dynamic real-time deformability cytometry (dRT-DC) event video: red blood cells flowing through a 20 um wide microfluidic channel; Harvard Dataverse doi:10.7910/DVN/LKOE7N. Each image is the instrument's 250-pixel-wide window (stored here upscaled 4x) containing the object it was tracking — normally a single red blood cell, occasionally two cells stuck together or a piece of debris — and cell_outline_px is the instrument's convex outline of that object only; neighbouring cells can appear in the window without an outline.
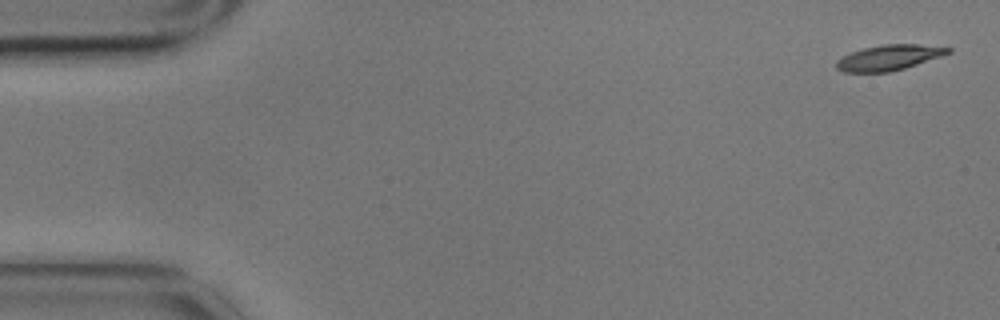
{"species": "common noctule bat (a hibernating species)", "species_latin": "Nyctalus noctula", "temperature_condition": "cold", "stored_images_in_passage": 5, "camera_frame_rate_fps": 3000, "um_per_image_px": 0.085, "animal": {"sex": "male", "body_mass_g": 17.9}, "frame": {"image": 1, "passage_image": 1, "time_ms": 0.0, "image_size_px": [1000, 320], "cell_outline_px": [[952, 52], [904, 68], [888, 72], [844, 72], [836, 68], [836, 60], [852, 52], [864, 48], [884, 44], [916, 44], [952, 48]], "centroid_in_image_um": [75.54, 4.89], "position_along_channel_um": 9.5, "area_um2": 16.24}}
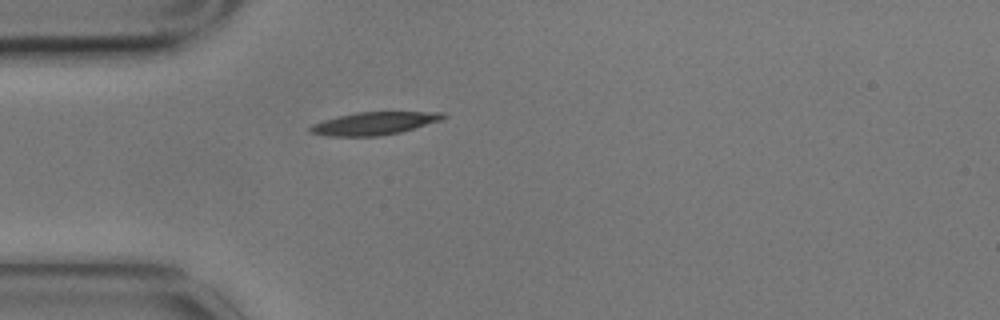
{"frame": {"image": 2, "passage_image": 5, "time_ms": 1.333, "image_size_px": [1000, 320], "cell_outline_px": [[448, 116], [440, 120], [400, 132], [380, 136], [328, 136], [308, 132], [308, 128], [312, 124], [324, 120], [356, 112], [444, 112]], "centroid_in_image_um": [31.78, 10.49], "position_along_channel_um": 53.2, "area_um2": 17.51}}